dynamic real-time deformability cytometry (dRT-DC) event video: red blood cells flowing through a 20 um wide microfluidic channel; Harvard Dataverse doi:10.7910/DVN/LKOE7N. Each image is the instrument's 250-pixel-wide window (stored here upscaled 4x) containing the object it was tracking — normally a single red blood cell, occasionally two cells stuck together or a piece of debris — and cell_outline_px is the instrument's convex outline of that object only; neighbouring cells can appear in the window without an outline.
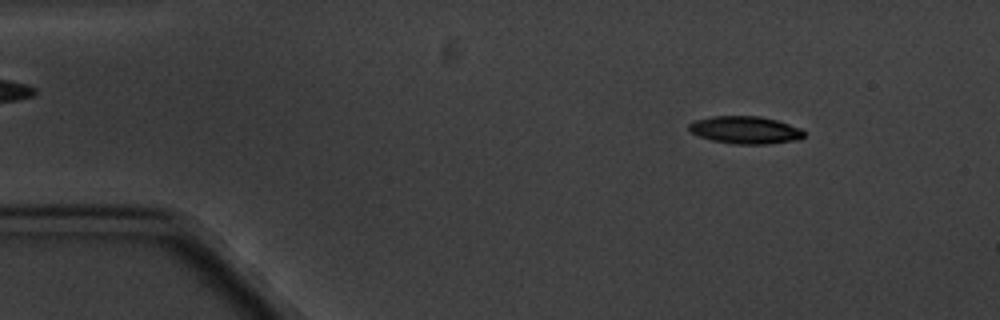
{"species": "common noctule bat (a hibernating species)", "species_latin": "Nyctalus noctula", "temperature_condition": "cold", "stored_images_in_passage": 4, "camera_frame_rate_fps": 3000, "um_per_image_px": 0.085, "animal": {"sex": "male", "body_mass_g": 20.1, "forearm_length_mm": 53.5}, "frame": {"image": 1, "passage_image": 1, "time_ms": 0.0, "image_size_px": [1000, 320], "cell_outline_px": [[804, 136], [800, 140], [768, 144], [732, 144], [712, 140], [700, 136], [692, 132], [688, 128], [688, 124], [696, 120], [712, 116], [760, 116], [776, 120], [800, 128], [804, 132]], "centroid_in_image_um": [63.37, 11.05], "position_along_channel_um": 21.6, "area_um2": 18.44}}
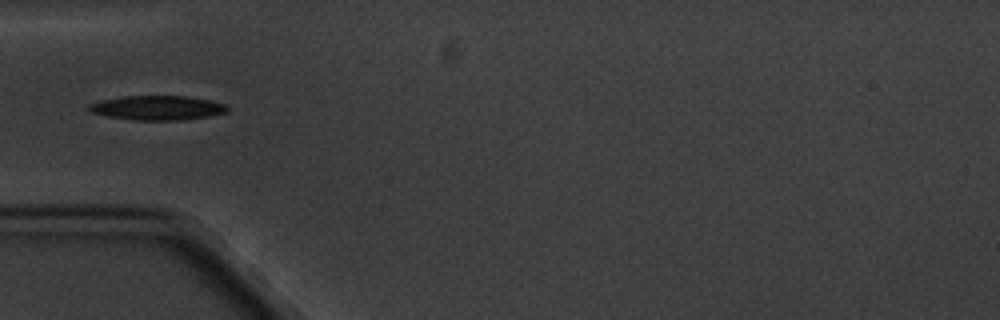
{"frame": {"image": 2, "passage_image": 4, "time_ms": 3.667, "image_size_px": [1000, 320], "cell_outline_px": [[228, 112], [208, 116], [180, 120], [132, 120], [108, 116], [92, 112], [84, 108], [88, 104], [100, 100], [124, 96], [188, 96], [228, 104]], "centroid_in_image_um": [13.36, 9.16], "position_along_channel_um": 71.6, "area_um2": 19.77}}